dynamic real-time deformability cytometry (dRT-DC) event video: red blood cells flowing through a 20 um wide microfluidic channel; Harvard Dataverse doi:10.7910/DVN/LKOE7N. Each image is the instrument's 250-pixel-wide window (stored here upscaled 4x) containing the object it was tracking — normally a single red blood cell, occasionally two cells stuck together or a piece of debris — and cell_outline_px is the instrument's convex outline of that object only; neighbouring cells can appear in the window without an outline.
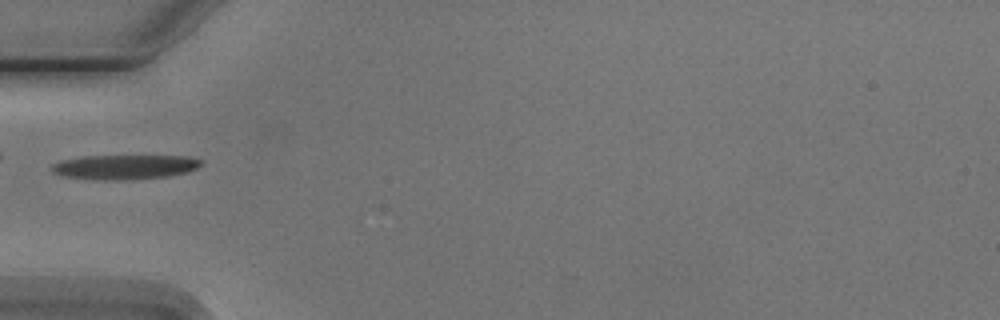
{"species": "Egyptian fruit bat (a non-hibernating species)", "species_latin": "Rousettus aegyptiacus", "temperature_condition": "cold", "stored_images_in_passage": 5, "camera_frame_rate_fps": 3000, "um_per_image_px": 0.085, "animal": {"sex": "male"}, "frame": {"image": 1, "passage_image": 5, "time_ms": 4.667, "image_size_px": [1000, 320], "cell_outline_px": [[204, 160], [196, 168], [188, 172], [168, 176], [124, 180], [96, 180], [64, 176], [52, 172], [52, 164], [60, 160], [84, 156], [188, 156]], "centroid_in_image_um": [10.59, 14.19], "position_along_channel_um": 74.4, "area_um2": 21.44}}